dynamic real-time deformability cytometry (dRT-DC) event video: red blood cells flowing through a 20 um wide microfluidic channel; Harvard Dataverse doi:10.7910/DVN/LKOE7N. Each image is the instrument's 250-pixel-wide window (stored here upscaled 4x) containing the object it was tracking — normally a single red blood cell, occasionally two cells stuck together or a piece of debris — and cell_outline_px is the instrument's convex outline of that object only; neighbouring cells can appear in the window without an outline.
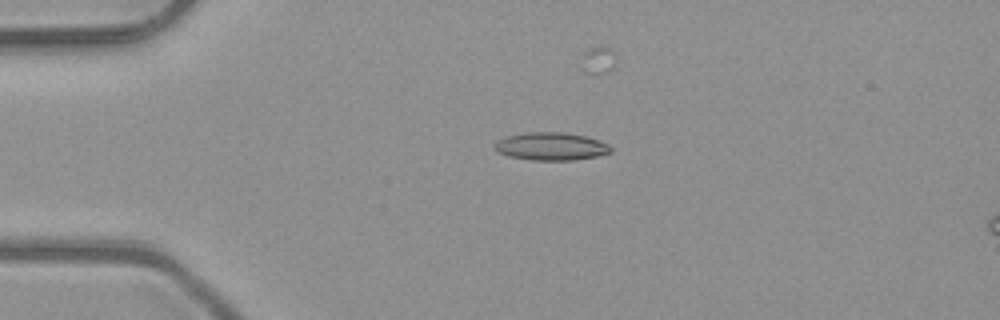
{"species": "common noctule bat (a hibernating species)", "species_latin": "Nyctalus noctula", "temperature_condition": "room temperature", "stored_images_in_passage": 4, "camera_frame_rate_fps": 3000, "um_per_image_px": 0.085, "animal": {"sex": "male", "body_mass_g": 23.1, "forearm_length_mm": 52.7}, "frame": {"image": 1, "passage_image": 2, "time_ms": 0.333, "image_size_px": [1000, 320], "cell_outline_px": [[612, 152], [596, 156], [576, 160], [532, 160], [508, 156], [496, 152], [492, 148], [496, 140], [508, 136], [528, 132], [564, 132], [584, 136], [608, 144], [612, 148]], "centroid_in_image_um": [46.79, 12.45], "position_along_channel_um": 38.2, "area_um2": 18.9}}
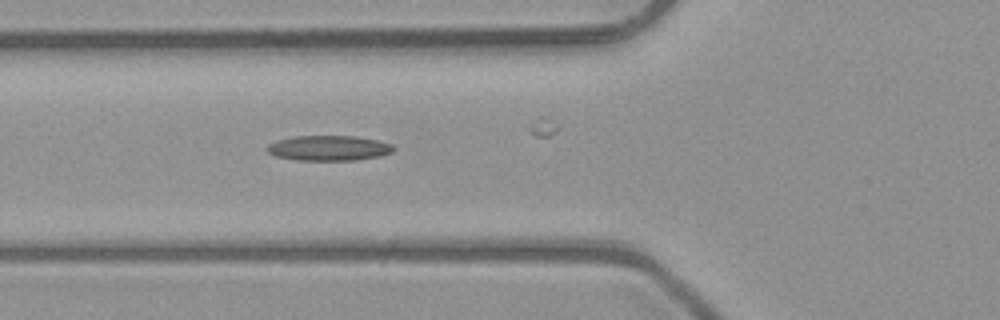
{"frame": {"image": 2, "passage_image": 4, "time_ms": 1.0, "image_size_px": [1000, 320], "cell_outline_px": [[396, 148], [392, 152], [380, 156], [356, 160], [296, 160], [276, 156], [268, 152], [264, 148], [268, 144], [276, 140], [296, 136], [356, 136], [380, 140], [392, 144]], "centroid_in_image_um": [27.96, 12.58], "position_along_channel_um": 97.8, "area_um2": 18.73}}